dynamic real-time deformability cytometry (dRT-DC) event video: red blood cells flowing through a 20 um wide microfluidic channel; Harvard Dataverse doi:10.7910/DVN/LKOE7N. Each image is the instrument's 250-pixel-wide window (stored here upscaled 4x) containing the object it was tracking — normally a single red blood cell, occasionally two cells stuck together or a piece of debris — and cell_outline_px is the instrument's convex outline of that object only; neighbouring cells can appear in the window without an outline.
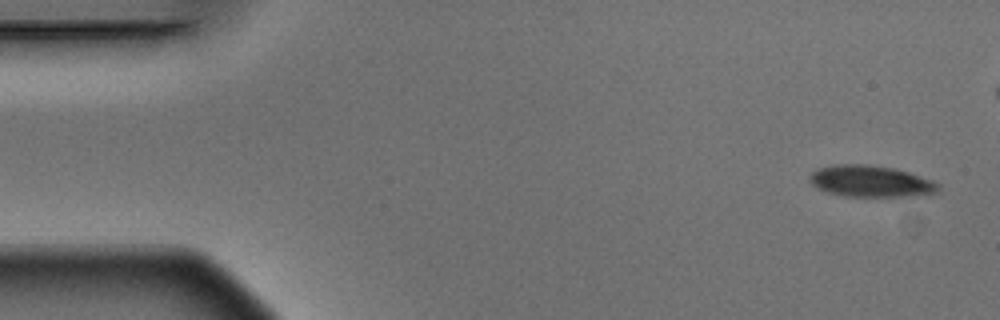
{"species": "Egyptian fruit bat (a non-hibernating species)", "species_latin": "Rousettus aegyptiacus", "temperature_condition": "warm", "stored_images_in_passage": 5, "camera_frame_rate_fps": 3000, "um_per_image_px": 0.085, "animal": {"sex": "male"}, "frame": {"image": 1, "passage_image": 1, "time_ms": 0.0, "image_size_px": [1000, 320], "cell_outline_px": [[940, 188], [936, 192], [912, 196], [844, 196], [828, 192], [812, 184], [812, 172], [816, 168], [836, 164], [868, 164], [896, 168], [932, 180], [940, 184]], "centroid_in_image_um": [74.04, 15.39], "position_along_channel_um": 11.0, "area_um2": 23.41}}